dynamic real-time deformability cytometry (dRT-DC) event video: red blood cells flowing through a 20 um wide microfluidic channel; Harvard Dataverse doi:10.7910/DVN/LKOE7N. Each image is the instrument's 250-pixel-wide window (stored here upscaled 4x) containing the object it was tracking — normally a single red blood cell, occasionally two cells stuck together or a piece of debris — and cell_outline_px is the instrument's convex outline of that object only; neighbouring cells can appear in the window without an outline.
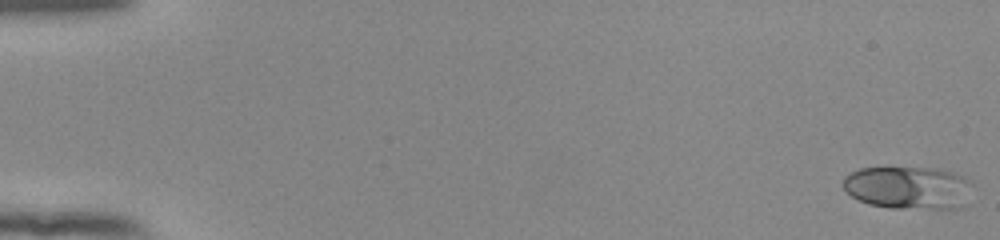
{"species": "human", "species_latin": "Homo sapiens", "temperature_condition": "room temperature", "stored_images_in_passage": 54, "camera_frame_rate_fps": 3000, "um_per_image_px": 0.085, "donor": {"sex": "female"}, "frame": {"image": 1, "passage_image": 1, "time_ms": 0.0, "image_size_px": [1000, 240], "cell_outline_px": [[972, 184], [968, 204], [964, 208], [888, 208], [868, 204], [852, 196], [844, 188], [844, 176], [860, 168], [940, 168], [964, 176]], "centroid_in_image_um": [77.27, 15.96], "position_along_channel_um": 7.7, "area_um2": 32.54}}
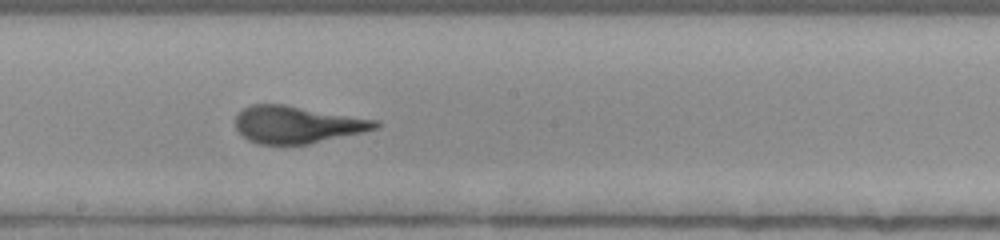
{"frame": {"image": 2, "passage_image": 31, "time_ms": 10.0, "image_size_px": [1000, 240], "cell_outline_px": [[380, 128], [308, 144], [256, 144], [248, 140], [236, 128], [236, 116], [244, 108], [252, 104], [284, 104], [380, 120]], "centroid_in_image_um": [25.29, 10.58], "position_along_channel_um": 222.9, "area_um2": 30.35}}
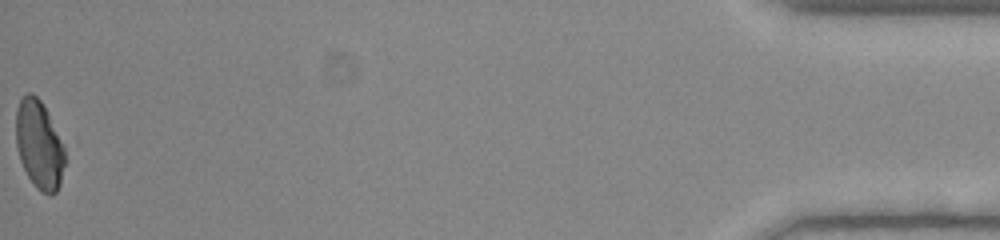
{"frame": {"image": 3, "passage_image": 54, "time_ms": 17.667, "image_size_px": [1000, 240], "cell_outline_px": [[68, 160], [60, 184], [56, 192], [52, 196], [40, 192], [36, 188], [28, 176], [20, 160], [16, 144], [16, 108], [20, 100], [28, 92], [32, 92], [40, 100], [48, 112], [64, 148]], "centroid_in_image_um": [3.35, 12.34], "position_along_channel_um": 431.8, "area_um2": 25.55}}